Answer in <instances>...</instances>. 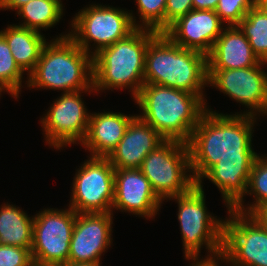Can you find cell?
<instances>
[{"instance_id":"obj_24","label":"cell","mask_w":267,"mask_h":266,"mask_svg":"<svg viewBox=\"0 0 267 266\" xmlns=\"http://www.w3.org/2000/svg\"><path fill=\"white\" fill-rule=\"evenodd\" d=\"M248 39L251 49L262 62L267 63V16L255 5L237 24Z\"/></svg>"},{"instance_id":"obj_2","label":"cell","mask_w":267,"mask_h":266,"mask_svg":"<svg viewBox=\"0 0 267 266\" xmlns=\"http://www.w3.org/2000/svg\"><path fill=\"white\" fill-rule=\"evenodd\" d=\"M134 101L142 110L140 119L165 140L188 143L207 108L198 95L157 84H144Z\"/></svg>"},{"instance_id":"obj_5","label":"cell","mask_w":267,"mask_h":266,"mask_svg":"<svg viewBox=\"0 0 267 266\" xmlns=\"http://www.w3.org/2000/svg\"><path fill=\"white\" fill-rule=\"evenodd\" d=\"M156 31L136 28L93 56V89H130L133 99L144 85L145 54Z\"/></svg>"},{"instance_id":"obj_28","label":"cell","mask_w":267,"mask_h":266,"mask_svg":"<svg viewBox=\"0 0 267 266\" xmlns=\"http://www.w3.org/2000/svg\"><path fill=\"white\" fill-rule=\"evenodd\" d=\"M255 5L256 0H219L215 12L225 26H233L237 25Z\"/></svg>"},{"instance_id":"obj_25","label":"cell","mask_w":267,"mask_h":266,"mask_svg":"<svg viewBox=\"0 0 267 266\" xmlns=\"http://www.w3.org/2000/svg\"><path fill=\"white\" fill-rule=\"evenodd\" d=\"M23 74L11 54L5 37L0 33V96L6 91L17 99L21 91Z\"/></svg>"},{"instance_id":"obj_15","label":"cell","mask_w":267,"mask_h":266,"mask_svg":"<svg viewBox=\"0 0 267 266\" xmlns=\"http://www.w3.org/2000/svg\"><path fill=\"white\" fill-rule=\"evenodd\" d=\"M162 202L140 169H115L112 209L148 219L158 214Z\"/></svg>"},{"instance_id":"obj_10","label":"cell","mask_w":267,"mask_h":266,"mask_svg":"<svg viewBox=\"0 0 267 266\" xmlns=\"http://www.w3.org/2000/svg\"><path fill=\"white\" fill-rule=\"evenodd\" d=\"M73 180L69 206L76 213H113L115 168L107 157H89Z\"/></svg>"},{"instance_id":"obj_20","label":"cell","mask_w":267,"mask_h":266,"mask_svg":"<svg viewBox=\"0 0 267 266\" xmlns=\"http://www.w3.org/2000/svg\"><path fill=\"white\" fill-rule=\"evenodd\" d=\"M255 160L220 159L198 183L207 178L222 194L227 209L244 208V196L252 166Z\"/></svg>"},{"instance_id":"obj_3","label":"cell","mask_w":267,"mask_h":266,"mask_svg":"<svg viewBox=\"0 0 267 266\" xmlns=\"http://www.w3.org/2000/svg\"><path fill=\"white\" fill-rule=\"evenodd\" d=\"M207 56L176 45L165 33H157L145 54L144 84H157L198 95L204 102Z\"/></svg>"},{"instance_id":"obj_14","label":"cell","mask_w":267,"mask_h":266,"mask_svg":"<svg viewBox=\"0 0 267 266\" xmlns=\"http://www.w3.org/2000/svg\"><path fill=\"white\" fill-rule=\"evenodd\" d=\"M113 213H77L69 250L71 263H100L112 243Z\"/></svg>"},{"instance_id":"obj_29","label":"cell","mask_w":267,"mask_h":266,"mask_svg":"<svg viewBox=\"0 0 267 266\" xmlns=\"http://www.w3.org/2000/svg\"><path fill=\"white\" fill-rule=\"evenodd\" d=\"M0 266H35L31 249L0 244Z\"/></svg>"},{"instance_id":"obj_23","label":"cell","mask_w":267,"mask_h":266,"mask_svg":"<svg viewBox=\"0 0 267 266\" xmlns=\"http://www.w3.org/2000/svg\"><path fill=\"white\" fill-rule=\"evenodd\" d=\"M63 8L61 0H31L16 11L24 20L19 26L41 33L59 23Z\"/></svg>"},{"instance_id":"obj_19","label":"cell","mask_w":267,"mask_h":266,"mask_svg":"<svg viewBox=\"0 0 267 266\" xmlns=\"http://www.w3.org/2000/svg\"><path fill=\"white\" fill-rule=\"evenodd\" d=\"M133 115L120 112L91 113L87 134L81 145L90 151L91 157H108L123 138Z\"/></svg>"},{"instance_id":"obj_12","label":"cell","mask_w":267,"mask_h":266,"mask_svg":"<svg viewBox=\"0 0 267 266\" xmlns=\"http://www.w3.org/2000/svg\"><path fill=\"white\" fill-rule=\"evenodd\" d=\"M94 90L61 93L41 119L46 143L58 150L67 145L81 144L87 134L91 113L85 107L81 93ZM77 142V143H76Z\"/></svg>"},{"instance_id":"obj_32","label":"cell","mask_w":267,"mask_h":266,"mask_svg":"<svg viewBox=\"0 0 267 266\" xmlns=\"http://www.w3.org/2000/svg\"><path fill=\"white\" fill-rule=\"evenodd\" d=\"M193 9L196 10H215L219 0H192Z\"/></svg>"},{"instance_id":"obj_4","label":"cell","mask_w":267,"mask_h":266,"mask_svg":"<svg viewBox=\"0 0 267 266\" xmlns=\"http://www.w3.org/2000/svg\"><path fill=\"white\" fill-rule=\"evenodd\" d=\"M92 71L93 56L80 48L68 32L45 44L26 84L62 93L94 90Z\"/></svg>"},{"instance_id":"obj_26","label":"cell","mask_w":267,"mask_h":266,"mask_svg":"<svg viewBox=\"0 0 267 266\" xmlns=\"http://www.w3.org/2000/svg\"><path fill=\"white\" fill-rule=\"evenodd\" d=\"M253 195L254 202L245 208L233 210L250 214L257 206L267 202V156H258L252 166L247 184L246 195Z\"/></svg>"},{"instance_id":"obj_11","label":"cell","mask_w":267,"mask_h":266,"mask_svg":"<svg viewBox=\"0 0 267 266\" xmlns=\"http://www.w3.org/2000/svg\"><path fill=\"white\" fill-rule=\"evenodd\" d=\"M227 210L221 262L231 266H267V230L249 214Z\"/></svg>"},{"instance_id":"obj_31","label":"cell","mask_w":267,"mask_h":266,"mask_svg":"<svg viewBox=\"0 0 267 266\" xmlns=\"http://www.w3.org/2000/svg\"><path fill=\"white\" fill-rule=\"evenodd\" d=\"M249 215L267 230V202L257 206Z\"/></svg>"},{"instance_id":"obj_18","label":"cell","mask_w":267,"mask_h":266,"mask_svg":"<svg viewBox=\"0 0 267 266\" xmlns=\"http://www.w3.org/2000/svg\"><path fill=\"white\" fill-rule=\"evenodd\" d=\"M262 63L251 49L248 39L237 25L224 26L207 55V70L252 67Z\"/></svg>"},{"instance_id":"obj_34","label":"cell","mask_w":267,"mask_h":266,"mask_svg":"<svg viewBox=\"0 0 267 266\" xmlns=\"http://www.w3.org/2000/svg\"><path fill=\"white\" fill-rule=\"evenodd\" d=\"M203 259V260H202ZM221 260V255L215 258L204 259H191L192 263L190 266H220L219 261Z\"/></svg>"},{"instance_id":"obj_7","label":"cell","mask_w":267,"mask_h":266,"mask_svg":"<svg viewBox=\"0 0 267 266\" xmlns=\"http://www.w3.org/2000/svg\"><path fill=\"white\" fill-rule=\"evenodd\" d=\"M74 16L69 37L92 56L139 28L133 13L109 5L91 4ZM90 42H94L93 52Z\"/></svg>"},{"instance_id":"obj_36","label":"cell","mask_w":267,"mask_h":266,"mask_svg":"<svg viewBox=\"0 0 267 266\" xmlns=\"http://www.w3.org/2000/svg\"><path fill=\"white\" fill-rule=\"evenodd\" d=\"M256 5L266 14L267 16V0H256Z\"/></svg>"},{"instance_id":"obj_22","label":"cell","mask_w":267,"mask_h":266,"mask_svg":"<svg viewBox=\"0 0 267 266\" xmlns=\"http://www.w3.org/2000/svg\"><path fill=\"white\" fill-rule=\"evenodd\" d=\"M19 207L0 206V244L31 249L34 216L28 217Z\"/></svg>"},{"instance_id":"obj_16","label":"cell","mask_w":267,"mask_h":266,"mask_svg":"<svg viewBox=\"0 0 267 266\" xmlns=\"http://www.w3.org/2000/svg\"><path fill=\"white\" fill-rule=\"evenodd\" d=\"M223 26L224 23L215 10L193 9L174 22L164 33L176 45L207 56L221 35Z\"/></svg>"},{"instance_id":"obj_21","label":"cell","mask_w":267,"mask_h":266,"mask_svg":"<svg viewBox=\"0 0 267 266\" xmlns=\"http://www.w3.org/2000/svg\"><path fill=\"white\" fill-rule=\"evenodd\" d=\"M3 30H0V33L5 37L15 62L29 75L34 70L47 43L45 37L40 32L14 24L8 25Z\"/></svg>"},{"instance_id":"obj_30","label":"cell","mask_w":267,"mask_h":266,"mask_svg":"<svg viewBox=\"0 0 267 266\" xmlns=\"http://www.w3.org/2000/svg\"><path fill=\"white\" fill-rule=\"evenodd\" d=\"M193 10L192 0H166L165 31L179 18Z\"/></svg>"},{"instance_id":"obj_33","label":"cell","mask_w":267,"mask_h":266,"mask_svg":"<svg viewBox=\"0 0 267 266\" xmlns=\"http://www.w3.org/2000/svg\"><path fill=\"white\" fill-rule=\"evenodd\" d=\"M31 0H0V10H18L24 4Z\"/></svg>"},{"instance_id":"obj_8","label":"cell","mask_w":267,"mask_h":266,"mask_svg":"<svg viewBox=\"0 0 267 266\" xmlns=\"http://www.w3.org/2000/svg\"><path fill=\"white\" fill-rule=\"evenodd\" d=\"M140 171L162 201L187 193L197 184L191 174L188 144L176 140H165L151 151Z\"/></svg>"},{"instance_id":"obj_17","label":"cell","mask_w":267,"mask_h":266,"mask_svg":"<svg viewBox=\"0 0 267 266\" xmlns=\"http://www.w3.org/2000/svg\"><path fill=\"white\" fill-rule=\"evenodd\" d=\"M164 141L152 126L136 114L123 138L107 158L115 169H140L145 157Z\"/></svg>"},{"instance_id":"obj_9","label":"cell","mask_w":267,"mask_h":266,"mask_svg":"<svg viewBox=\"0 0 267 266\" xmlns=\"http://www.w3.org/2000/svg\"><path fill=\"white\" fill-rule=\"evenodd\" d=\"M76 215L70 207L47 208L34 215L31 255L35 266H61L68 262Z\"/></svg>"},{"instance_id":"obj_6","label":"cell","mask_w":267,"mask_h":266,"mask_svg":"<svg viewBox=\"0 0 267 266\" xmlns=\"http://www.w3.org/2000/svg\"><path fill=\"white\" fill-rule=\"evenodd\" d=\"M171 199L178 204L177 218L185 258L200 259L203 246L209 253L206 259L222 255L225 220L217 219L207 211L202 183H197L187 193L168 198Z\"/></svg>"},{"instance_id":"obj_13","label":"cell","mask_w":267,"mask_h":266,"mask_svg":"<svg viewBox=\"0 0 267 266\" xmlns=\"http://www.w3.org/2000/svg\"><path fill=\"white\" fill-rule=\"evenodd\" d=\"M261 65L267 63L240 69L207 70V87H215L237 103L250 108L240 114L267 116V72Z\"/></svg>"},{"instance_id":"obj_35","label":"cell","mask_w":267,"mask_h":266,"mask_svg":"<svg viewBox=\"0 0 267 266\" xmlns=\"http://www.w3.org/2000/svg\"><path fill=\"white\" fill-rule=\"evenodd\" d=\"M102 263H88V262H79V263H71L67 262L61 266H101Z\"/></svg>"},{"instance_id":"obj_1","label":"cell","mask_w":267,"mask_h":266,"mask_svg":"<svg viewBox=\"0 0 267 266\" xmlns=\"http://www.w3.org/2000/svg\"><path fill=\"white\" fill-rule=\"evenodd\" d=\"M257 117L226 115L206 108L188 141L191 171L198 183L220 160H255L252 136Z\"/></svg>"},{"instance_id":"obj_27","label":"cell","mask_w":267,"mask_h":266,"mask_svg":"<svg viewBox=\"0 0 267 266\" xmlns=\"http://www.w3.org/2000/svg\"><path fill=\"white\" fill-rule=\"evenodd\" d=\"M138 6L139 28L154 30L157 33L165 32L166 0H136Z\"/></svg>"}]
</instances>
